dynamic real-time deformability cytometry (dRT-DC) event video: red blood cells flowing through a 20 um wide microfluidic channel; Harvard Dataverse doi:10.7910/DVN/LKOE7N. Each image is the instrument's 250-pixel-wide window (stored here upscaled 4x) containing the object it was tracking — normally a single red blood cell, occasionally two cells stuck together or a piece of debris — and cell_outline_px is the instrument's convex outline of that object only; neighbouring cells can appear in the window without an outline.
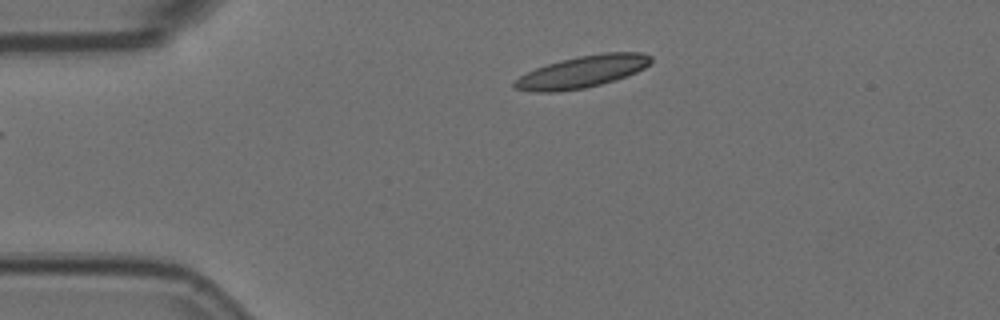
{"species": "Egyptian fruit bat (a non-hibernating species)", "species_latin": "Rousettus aegyptiacus", "temperature_condition": "room temperature", "stored_images_in_passage": 2, "camera_frame_rate_fps": 3000, "um_per_image_px": 0.085, "animal": {"sex": "female"}, "frame": {"image": 1, "passage_image": 1, "time_ms": 0.0, "image_size_px": [1000, 320], "cell_outline_px": [[652, 60], [644, 68], [636, 72], [600, 84], [584, 88], [556, 92], [532, 92], [512, 88], [512, 84], [520, 76], [536, 68], [560, 60], [580, 56], [604, 52], [644, 52], [652, 56]], "centroid_in_image_um": [49.47, 6.1], "position_along_channel_um": 35.5, "area_um2": 25.2}}